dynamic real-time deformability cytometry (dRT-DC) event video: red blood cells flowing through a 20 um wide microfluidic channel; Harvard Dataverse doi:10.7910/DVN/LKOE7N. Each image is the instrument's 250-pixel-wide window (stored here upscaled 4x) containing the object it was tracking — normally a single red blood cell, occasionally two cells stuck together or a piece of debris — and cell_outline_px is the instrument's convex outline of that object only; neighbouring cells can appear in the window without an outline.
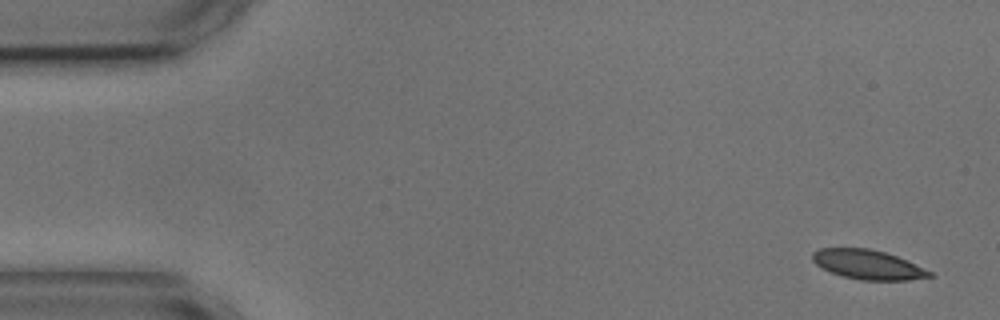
{"species": "common noctule bat (a hibernating species)", "species_latin": "Nyctalus noctula", "temperature_condition": "cold", "stored_images_in_passage": 6, "camera_frame_rate_fps": 3000, "um_per_image_px": 0.085, "animal": {"sex": "male", "body_mass_g": 17.9, "forearm_length_mm": 54.2}, "frame": {"image": 1, "passage_image": 1, "time_ms": 0.0, "image_size_px": [1000, 320], "cell_outline_px": [[932, 276], [908, 280], [860, 280], [844, 276], [832, 272], [816, 264], [812, 260], [812, 252], [820, 248], [868, 248], [884, 252], [896, 256], [932, 272]], "centroid_in_image_um": [73.74, 22.48], "position_along_channel_um": 11.3, "area_um2": 19.71}}
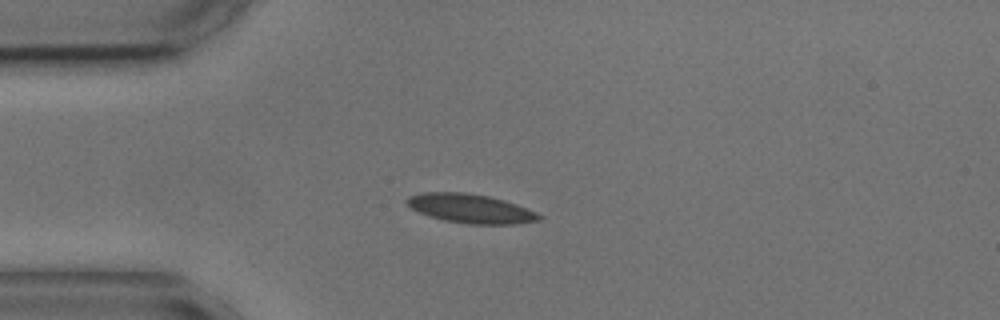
{"frame": {"image": 2, "passage_image": 4, "time_ms": 3.667, "image_size_px": [1000, 320], "cell_outline_px": [[544, 216], [540, 220], [516, 224], [468, 224], [444, 220], [420, 212], [412, 208], [404, 200], [408, 196], [424, 192], [464, 192], [488, 196], [504, 200], [516, 204], [536, 212]], "centroid_in_image_um": [40.02, 17.72], "position_along_channel_um": 45.0, "area_um2": 22.25}}
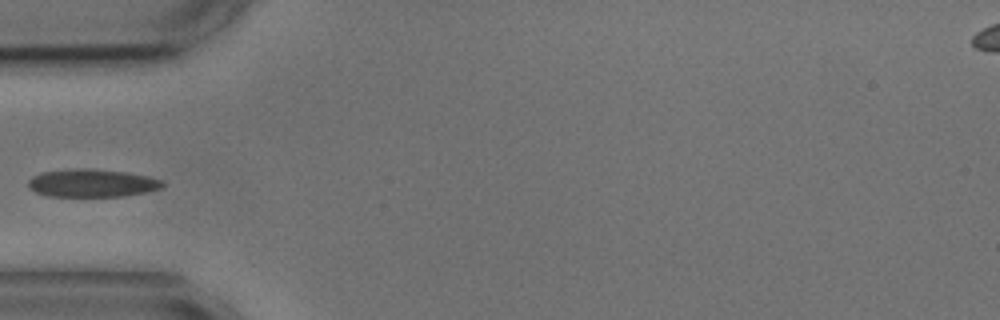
{"frame": {"image": 3, "passage_image": 5, "time_ms": 5.0, "image_size_px": [1000, 320], "cell_outline_px": [[164, 184], [160, 188], [144, 192], [124, 196], [48, 196], [36, 192], [28, 188], [28, 180], [32, 176], [44, 172], [76, 168], [92, 168], [128, 172], [148, 176], [164, 180]], "centroid_in_image_um": [7.82, 15.55], "position_along_channel_um": 77.2, "area_um2": 21.91}}